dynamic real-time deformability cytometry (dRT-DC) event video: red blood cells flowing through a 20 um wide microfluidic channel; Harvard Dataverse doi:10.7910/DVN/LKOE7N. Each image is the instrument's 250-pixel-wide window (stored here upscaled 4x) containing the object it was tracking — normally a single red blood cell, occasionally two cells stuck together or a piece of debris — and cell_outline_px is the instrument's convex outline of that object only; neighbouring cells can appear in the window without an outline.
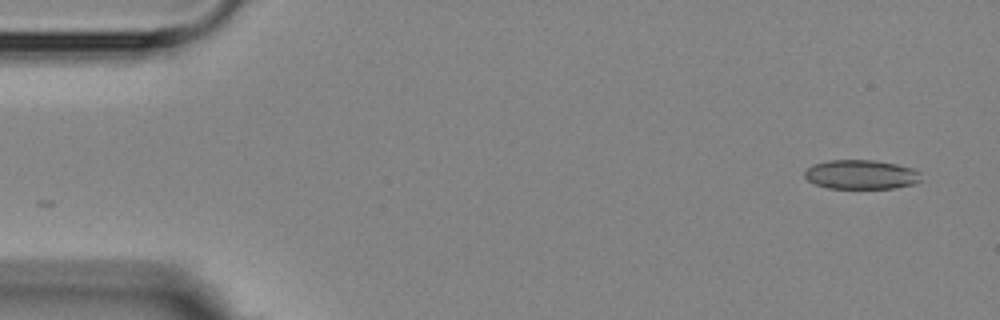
{"species": "Egyptian fruit bat (a non-hibernating species)", "species_latin": "Rousettus aegyptiacus", "temperature_condition": "room temperature", "stored_images_in_passage": 9, "camera_frame_rate_fps": 3000, "um_per_image_px": 0.085, "animal": {"sex": "female"}, "frame": {"image": 1, "passage_image": 1, "time_ms": 0.0, "image_size_px": [1000, 320], "cell_outline_px": [[924, 180], [916, 184], [892, 188], [828, 188], [816, 184], [808, 180], [804, 176], [804, 172], [812, 164], [828, 160], [876, 160], [896, 164], [912, 168], [920, 172]], "centroid_in_image_um": [73.24, 14.83], "position_along_channel_um": 11.8, "area_um2": 20.06}}
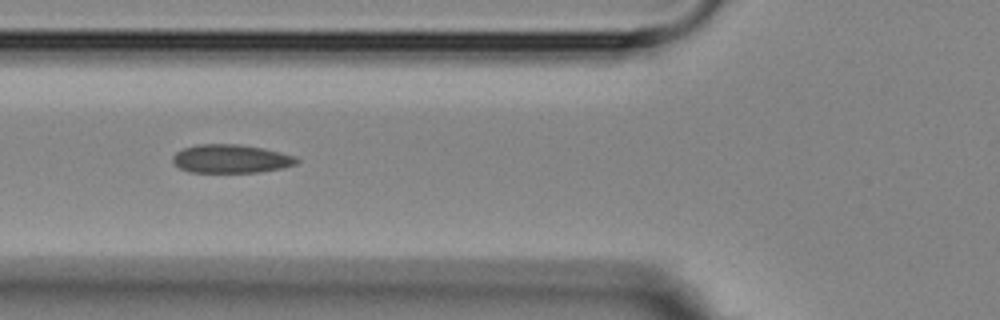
{"frame": {"image": 2, "passage_image": 6, "time_ms": 5.667, "image_size_px": [1000, 320], "cell_outline_px": [[300, 160], [296, 164], [280, 168], [260, 172], [188, 172], [180, 168], [172, 160], [172, 156], [176, 152], [184, 148], [196, 144], [240, 144], [264, 148], [296, 156]], "centroid_in_image_um": [19.63, 13.49], "position_along_channel_um": 106.2, "area_um2": 20.63}}
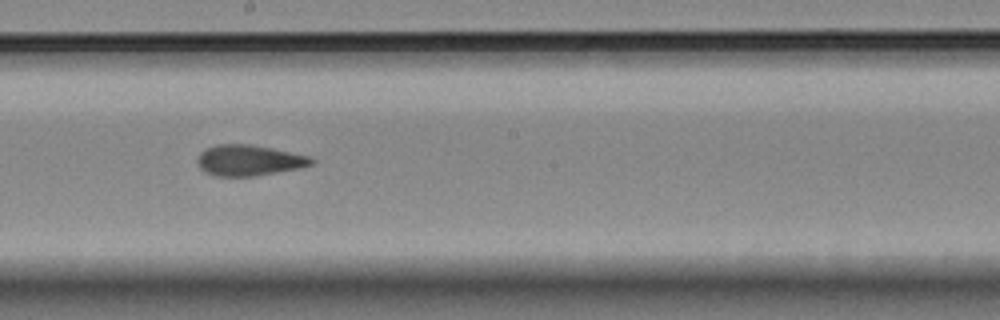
{"frame": {"image": 3, "passage_image": 9, "time_ms": 9.0, "image_size_px": [1000, 320], "cell_outline_px": [[316, 164], [300, 168], [252, 176], [216, 176], [204, 172], [200, 168], [196, 160], [200, 152], [204, 148], [216, 144], [252, 144], [312, 156], [316, 160]], "centroid_in_image_um": [21.18, 13.62], "position_along_channel_um": 227.0, "area_um2": 20.81}}